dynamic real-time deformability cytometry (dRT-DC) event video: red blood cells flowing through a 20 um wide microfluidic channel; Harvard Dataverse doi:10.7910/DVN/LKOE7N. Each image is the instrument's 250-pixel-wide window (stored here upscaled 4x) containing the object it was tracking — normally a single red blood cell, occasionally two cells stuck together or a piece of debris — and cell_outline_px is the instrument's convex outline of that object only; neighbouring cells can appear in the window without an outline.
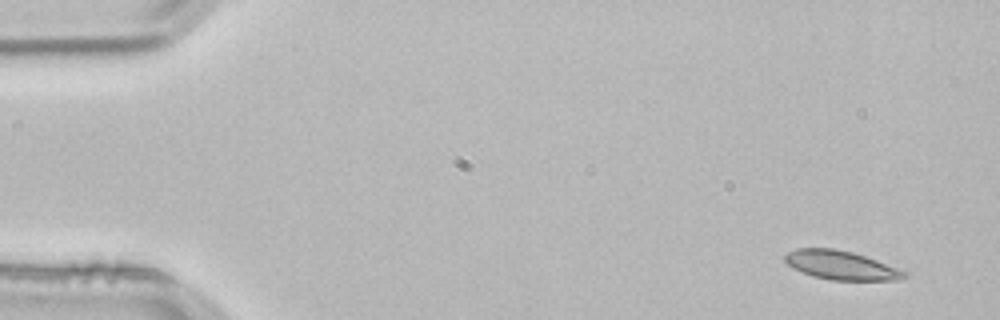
{"species": "common noctule bat (a hibernating species)", "species_latin": "Nyctalus noctula", "temperature_condition": "room temperature", "stored_images_in_passage": 4, "camera_frame_rate_fps": 3000, "um_per_image_px": 0.085, "animal": {"sex": "male", "body_mass_g": 21.5, "forearm_length_mm": 52.0}, "frame": {"image": 1, "passage_image": 4, "time_ms": 1.0, "image_size_px": [1000, 320], "cell_outline_px": [[908, 276], [900, 280], [832, 280], [812, 276], [792, 268], [784, 260], [784, 256], [788, 252], [796, 248], [832, 248], [852, 252], [876, 260], [908, 272]], "centroid_in_image_um": [71.48, 22.55], "position_along_channel_um": 13.5, "area_um2": 20.06}}